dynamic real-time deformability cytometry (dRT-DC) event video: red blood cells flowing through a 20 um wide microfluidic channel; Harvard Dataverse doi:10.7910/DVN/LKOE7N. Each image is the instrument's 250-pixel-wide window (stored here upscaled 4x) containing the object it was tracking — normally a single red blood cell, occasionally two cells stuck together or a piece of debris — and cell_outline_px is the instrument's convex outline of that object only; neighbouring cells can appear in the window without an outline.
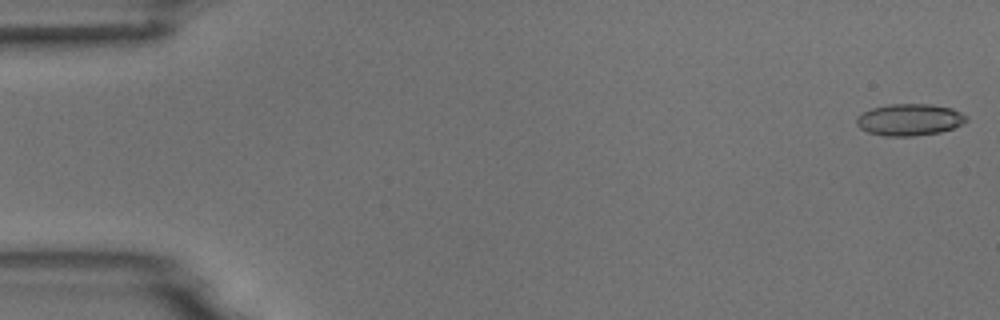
{"species": "common noctule bat (a hibernating species)", "species_latin": "Nyctalus noctula", "temperature_condition": "room temperature", "stored_images_in_passage": 7, "camera_frame_rate_fps": 3000, "um_per_image_px": 0.085, "animal": {"sex": "male", "body_mass_g": 18.8}, "frame": {"image": 1, "passage_image": 1, "time_ms": 0.0, "image_size_px": [1000, 320], "cell_outline_px": [[968, 120], [952, 128], [940, 132], [916, 136], [884, 136], [868, 132], [860, 128], [856, 124], [856, 116], [872, 108], [888, 104], [928, 104], [952, 108], [968, 116]], "centroid_in_image_um": [77.29, 10.17], "position_along_channel_um": 7.7, "area_um2": 20.35}}